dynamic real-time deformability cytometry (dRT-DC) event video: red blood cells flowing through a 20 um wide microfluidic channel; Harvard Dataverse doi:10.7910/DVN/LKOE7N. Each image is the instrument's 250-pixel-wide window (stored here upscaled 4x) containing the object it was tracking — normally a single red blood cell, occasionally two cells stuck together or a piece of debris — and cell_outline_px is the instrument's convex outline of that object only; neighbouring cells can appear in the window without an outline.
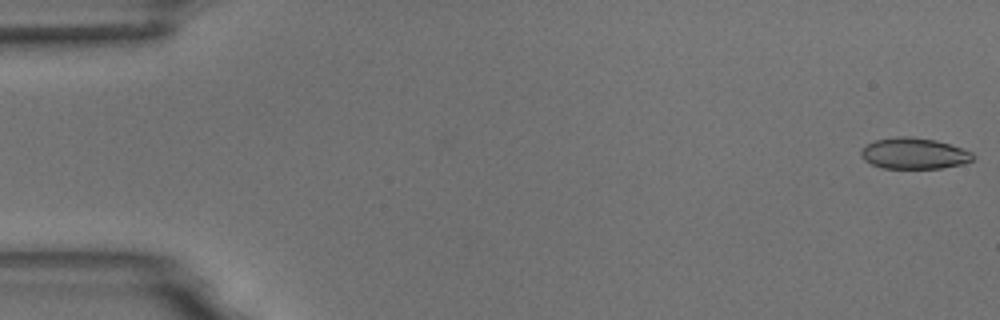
{"species": "common noctule bat (a hibernating species)", "species_latin": "Nyctalus noctula", "temperature_condition": "room temperature", "stored_images_in_passage": 6, "camera_frame_rate_fps": 3000, "um_per_image_px": 0.085, "animal": {"sex": "male", "body_mass_g": 18.8}, "frame": {"image": 1, "passage_image": 1, "time_ms": 0.0, "image_size_px": [1000, 320], "cell_outline_px": [[976, 156], [972, 160], [964, 164], [940, 168], [880, 168], [864, 160], [860, 156], [860, 152], [868, 144], [876, 140], [900, 136], [908, 136], [936, 140], [972, 152]], "centroid_in_image_um": [77.7, 13.05], "position_along_channel_um": 7.3, "area_um2": 20.17}}
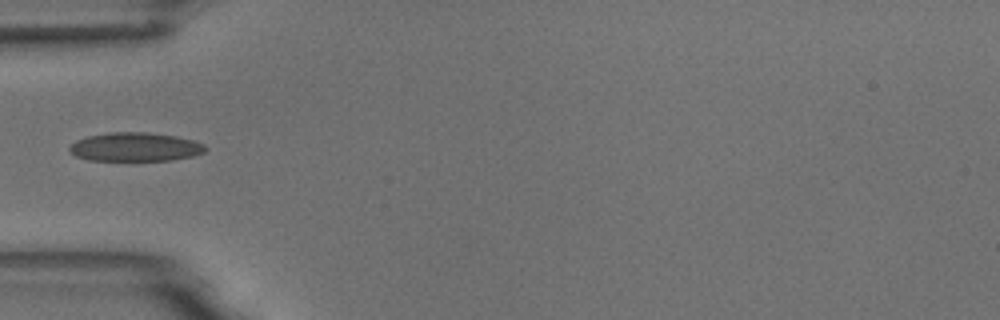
{"frame": {"image": 2, "passage_image": 5, "time_ms": 5.667, "image_size_px": [1000, 320], "cell_outline_px": [[208, 148], [204, 152], [192, 156], [172, 160], [88, 160], [76, 156], [68, 152], [68, 148], [76, 140], [88, 136], [108, 132], [148, 132], [176, 136], [192, 140], [204, 144]], "centroid_in_image_um": [11.48, 12.48], "position_along_channel_um": 73.5, "area_um2": 22.83}}